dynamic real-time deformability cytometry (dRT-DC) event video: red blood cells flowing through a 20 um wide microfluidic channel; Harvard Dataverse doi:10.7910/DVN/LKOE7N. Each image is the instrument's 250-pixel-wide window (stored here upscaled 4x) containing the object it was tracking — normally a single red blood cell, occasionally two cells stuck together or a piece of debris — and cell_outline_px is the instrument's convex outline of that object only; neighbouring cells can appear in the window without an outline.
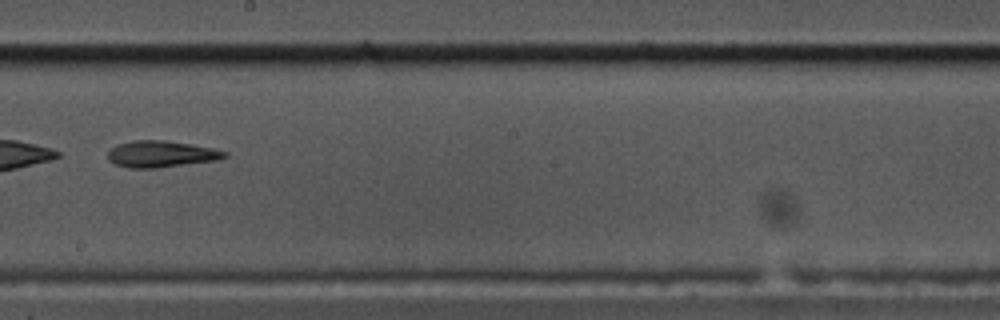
{"species": "common noctule bat (a hibernating species)", "species_latin": "Nyctalus noctula", "temperature_condition": "cold", "stored_images_in_passage": 54, "segment_of_instrument_passage": [2, 2], "camera_frame_rate_fps": 3000, "um_per_image_px": 0.085, "animal": {"sex": "male", "body_mass_g": 17.5, "forearm_length_mm": 52.3}, "frame": {"image": 1, "passage_image": 31, "time_ms": 10.0, "image_size_px": [1000, 320], "cell_outline_px": [[228, 156], [216, 160], [156, 168], [128, 168], [112, 164], [108, 160], [108, 152], [116, 144], [132, 140], [164, 140], [192, 144], [212, 148], [228, 152]], "centroid_in_image_um": [13.65, 13.09], "position_along_channel_um": 234.5, "area_um2": 18.15}}